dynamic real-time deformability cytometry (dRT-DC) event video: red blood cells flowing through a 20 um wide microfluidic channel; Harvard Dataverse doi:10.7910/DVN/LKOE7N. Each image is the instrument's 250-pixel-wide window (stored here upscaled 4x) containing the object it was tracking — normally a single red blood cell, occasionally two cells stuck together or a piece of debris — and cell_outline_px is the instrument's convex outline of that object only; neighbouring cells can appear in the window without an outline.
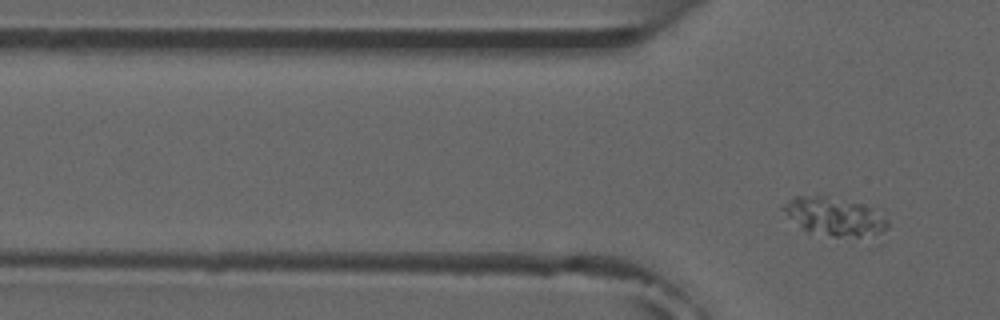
{"species": "common noctule bat (a hibernating species)", "species_latin": "Nyctalus noctula", "temperature_condition": "room temperature", "stored_images_in_passage": 7, "camera_frame_rate_fps": 3000, "um_per_image_px": 0.085, "animal": {"sex": "male", "forearm_length_mm": 52.5}, "frame": {"image": 1, "passage_image": 7, "time_ms": 7.0, "image_size_px": [1000, 320], "cell_outline_px": [[888, 228], [880, 232], [860, 236], [808, 236], [780, 208], [780, 204], [792, 196], [824, 196], [864, 204], [872, 208], [888, 220]], "centroid_in_image_um": [70.81, 18.42], "position_along_channel_um": 55.0, "area_um2": 23.58}}